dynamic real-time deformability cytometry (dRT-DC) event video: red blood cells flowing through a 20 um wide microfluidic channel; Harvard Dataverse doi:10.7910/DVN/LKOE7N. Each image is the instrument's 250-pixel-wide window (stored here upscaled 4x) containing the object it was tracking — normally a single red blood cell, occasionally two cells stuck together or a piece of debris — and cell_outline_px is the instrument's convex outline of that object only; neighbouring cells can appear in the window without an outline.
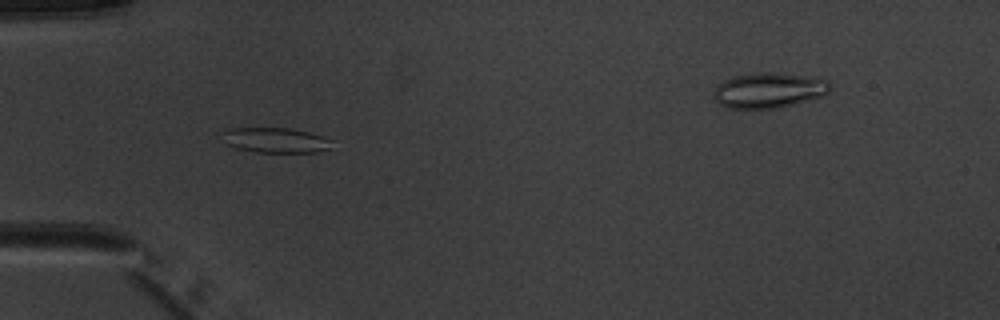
{"species": "common noctule bat (a hibernating species)", "species_latin": "Nyctalus noctula", "temperature_condition": "warm", "stored_images_in_passage": 8, "camera_frame_rate_fps": 3000, "um_per_image_px": 0.085, "animal": {"sex": "male", "body_mass_g": 20.1, "forearm_length_mm": 53.5}, "frame": {"image": 1, "passage_image": 6, "time_ms": 6.667, "image_size_px": [1000, 320], "cell_outline_px": [[332, 148], [316, 152], [256, 152], [236, 148], [228, 144], [220, 132], [224, 128], [288, 128], [308, 132], [324, 136], [332, 140]], "centroid_in_image_um": [23.42, 11.91], "position_along_channel_um": 61.6, "area_um2": 16.13}}
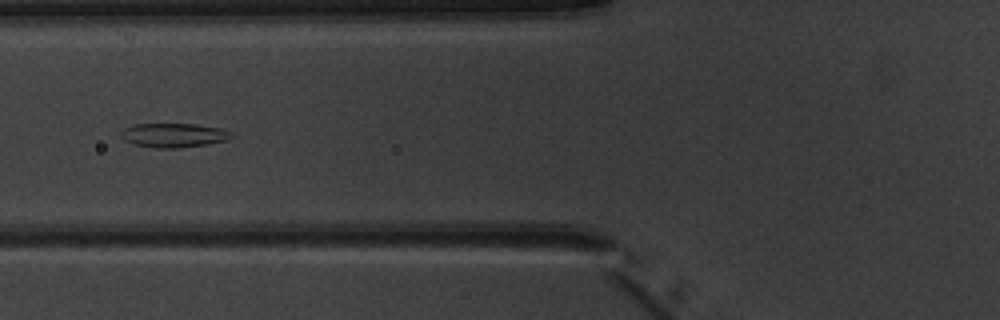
{"frame": {"image": 2, "passage_image": 7, "time_ms": 8.0, "image_size_px": [1000, 320], "cell_outline_px": [[236, 136], [228, 140], [208, 144], [180, 148], [152, 148], [136, 144], [124, 140], [120, 136], [120, 132], [124, 128], [136, 124], [196, 124], [220, 128], [232, 132]], "centroid_in_image_um": [14.8, 11.5], "position_along_channel_um": 111.0, "area_um2": 15.72}}
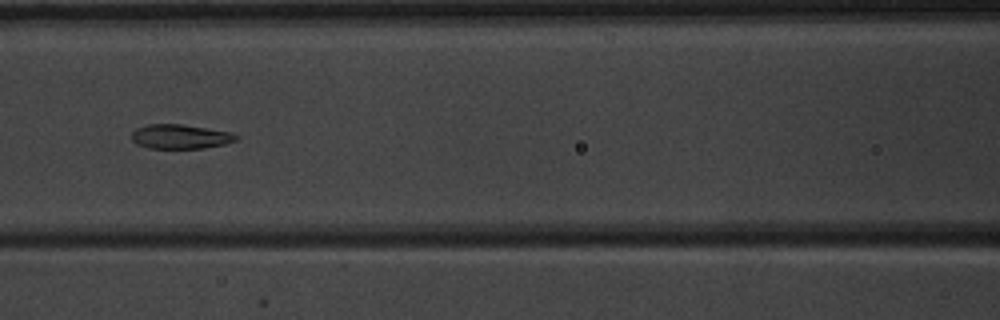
{"frame": {"image": 3, "passage_image": 8, "time_ms": 9.0, "image_size_px": [1000, 320], "cell_outline_px": [[240, 140], [224, 144], [204, 148], [148, 148], [136, 144], [132, 140], [132, 132], [136, 128], [148, 124], [180, 124], [232, 132], [240, 136]], "centroid_in_image_um": [15.36, 11.61], "position_along_channel_um": 151.2, "area_um2": 14.97}}